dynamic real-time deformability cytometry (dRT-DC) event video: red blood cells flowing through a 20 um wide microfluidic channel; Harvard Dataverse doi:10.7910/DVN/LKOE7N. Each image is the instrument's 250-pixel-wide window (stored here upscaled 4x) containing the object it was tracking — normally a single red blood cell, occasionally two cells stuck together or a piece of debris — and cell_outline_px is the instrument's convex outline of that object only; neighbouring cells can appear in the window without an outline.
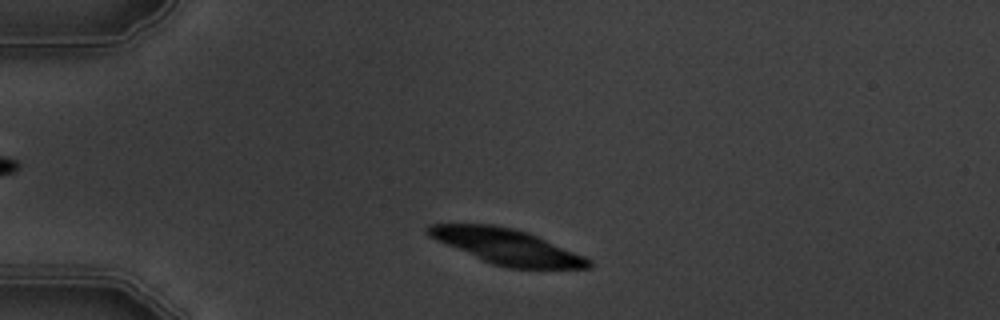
{"species": "common noctule bat (a hibernating species)", "species_latin": "Nyctalus noctula", "temperature_condition": "warm", "stored_images_in_passage": 2, "camera_frame_rate_fps": 3000, "um_per_image_px": 0.085, "animal": {"sex": "male", "body_mass_g": 19.5, "forearm_length_mm": 54.6}, "frame": {"image": 1, "passage_image": 1, "time_ms": 0.0, "image_size_px": [1000, 320], "cell_outline_px": [[592, 268], [508, 268], [492, 264], [436, 240], [428, 236], [424, 228], [428, 224], [492, 224], [512, 228], [528, 232], [584, 256], [592, 260]], "centroid_in_image_um": [43.06, 20.95], "position_along_channel_um": 41.9, "area_um2": 32.83}}